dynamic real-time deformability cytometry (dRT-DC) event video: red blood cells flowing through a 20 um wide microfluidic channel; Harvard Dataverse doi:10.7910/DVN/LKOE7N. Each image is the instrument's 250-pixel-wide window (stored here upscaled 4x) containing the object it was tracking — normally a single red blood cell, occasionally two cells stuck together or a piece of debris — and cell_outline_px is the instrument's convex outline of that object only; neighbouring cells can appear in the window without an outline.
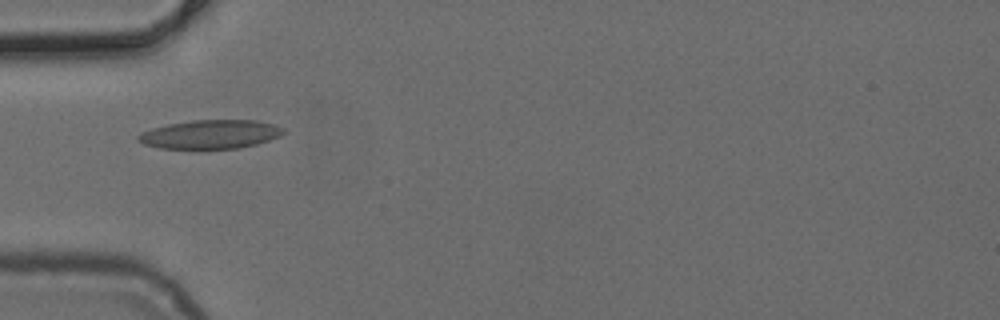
{"species": "common noctule bat (a hibernating species)", "species_latin": "Nyctalus noctula", "temperature_condition": "cold", "stored_images_in_passage": 33, "camera_frame_rate_fps": 3000, "um_per_image_px": 0.085, "animal": {"sex": "female", "body_mass_g": 24.6, "forearm_length_mm": 56.2}, "frame": {"image": 1, "passage_image": 1, "time_ms": 0.0, "image_size_px": [1000, 320], "cell_outline_px": [[284, 132], [280, 136], [256, 144], [240, 148], [160, 148], [144, 144], [136, 140], [136, 136], [140, 132], [152, 128], [168, 124], [192, 120], [256, 120], [276, 124], [284, 128]], "centroid_in_image_um": [17.87, 11.4], "position_along_channel_um": 67.1, "area_um2": 24.39}}
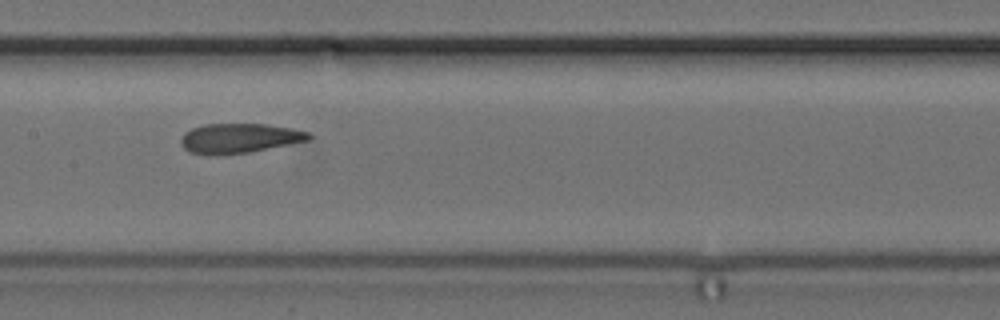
{"frame": {"image": 2, "passage_image": 10, "time_ms": 3.0, "image_size_px": [1000, 320], "cell_outline_px": [[312, 136], [308, 140], [248, 152], [216, 156], [208, 156], [188, 152], [180, 144], [180, 140], [184, 132], [192, 128], [204, 124], [268, 124], [308, 132]], "centroid_in_image_um": [20.24, 11.76], "position_along_channel_um": 187.2, "area_um2": 22.14}}
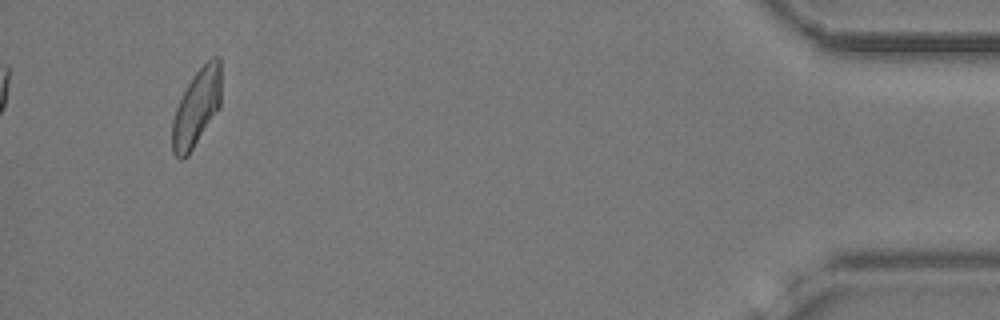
{"frame": {"image": 3, "passage_image": 33, "time_ms": 10.667, "image_size_px": [1000, 320], "cell_outline_px": [[220, 108], [188, 156], [184, 160], [180, 160], [172, 152], [172, 120], [176, 108], [188, 84], [196, 72], [212, 56], [220, 56]], "centroid_in_image_um": [16.71, 9.2], "position_along_channel_um": 418.5, "area_um2": 21.96}}